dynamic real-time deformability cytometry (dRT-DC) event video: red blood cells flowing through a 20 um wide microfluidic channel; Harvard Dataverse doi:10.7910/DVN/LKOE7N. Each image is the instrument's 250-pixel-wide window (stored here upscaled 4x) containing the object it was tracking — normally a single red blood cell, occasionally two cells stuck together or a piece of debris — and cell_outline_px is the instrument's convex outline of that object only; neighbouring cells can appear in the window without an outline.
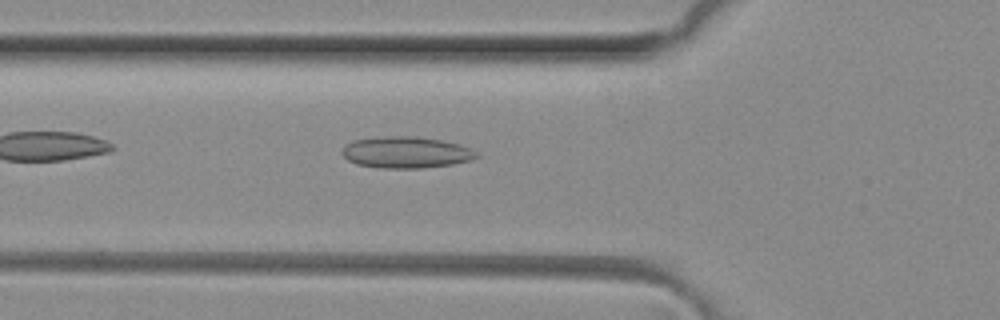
{"species": "common noctule bat (a hibernating species)", "species_latin": "Nyctalus noctula", "temperature_condition": "room temperature", "stored_images_in_passage": 36, "camera_frame_rate_fps": 3000, "um_per_image_px": 0.085, "animal": {"sex": "female", "body_mass_g": 29.2, "forearm_length_mm": 56.3}, "frame": {"image": 1, "passage_image": 9, "time_ms": 2.667, "image_size_px": [1000, 320], "cell_outline_px": [[480, 156], [472, 160], [452, 164], [424, 168], [380, 168], [356, 164], [348, 160], [340, 152], [344, 144], [352, 140], [384, 136], [416, 136], [440, 140], [456, 144], [468, 148], [476, 152]], "centroid_in_image_um": [34.46, 12.95], "position_along_channel_um": 91.3, "area_um2": 24.74}}
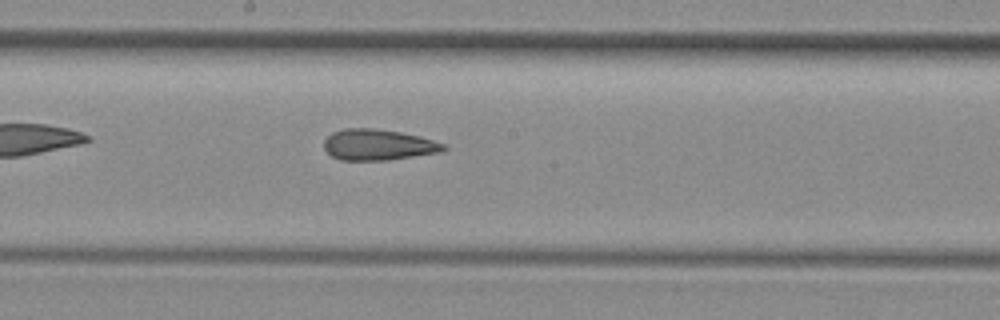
{"frame": {"image": 2, "passage_image": 18, "time_ms": 5.667, "image_size_px": [1000, 320], "cell_outline_px": [[448, 148], [440, 152], [388, 160], [340, 160], [332, 156], [324, 148], [324, 140], [332, 132], [344, 128], [372, 128], [400, 132], [420, 136], [444, 144]], "centroid_in_image_um": [32.12, 12.3], "position_along_channel_um": 216.1, "area_um2": 21.5}}
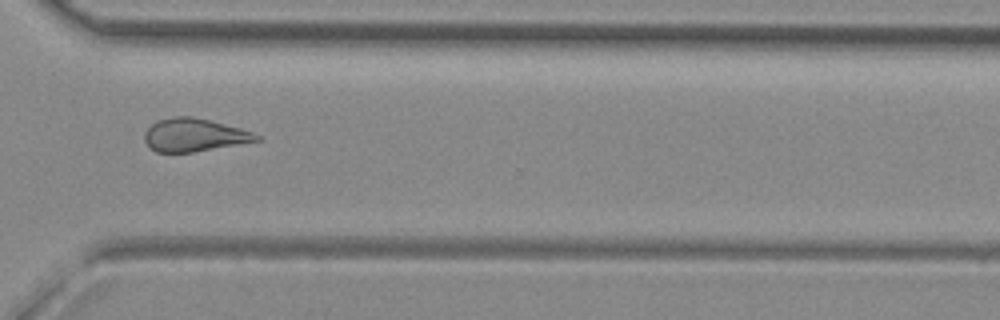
{"frame": {"image": 3, "passage_image": 28, "time_ms": 9.0, "image_size_px": [1000, 320], "cell_outline_px": [[260, 140], [192, 152], [156, 152], [144, 140], [144, 132], [156, 120], [172, 116], [192, 116], [240, 128], [252, 132], [260, 136]], "centroid_in_image_um": [16.47, 11.46], "position_along_channel_um": 354.1, "area_um2": 21.27}}